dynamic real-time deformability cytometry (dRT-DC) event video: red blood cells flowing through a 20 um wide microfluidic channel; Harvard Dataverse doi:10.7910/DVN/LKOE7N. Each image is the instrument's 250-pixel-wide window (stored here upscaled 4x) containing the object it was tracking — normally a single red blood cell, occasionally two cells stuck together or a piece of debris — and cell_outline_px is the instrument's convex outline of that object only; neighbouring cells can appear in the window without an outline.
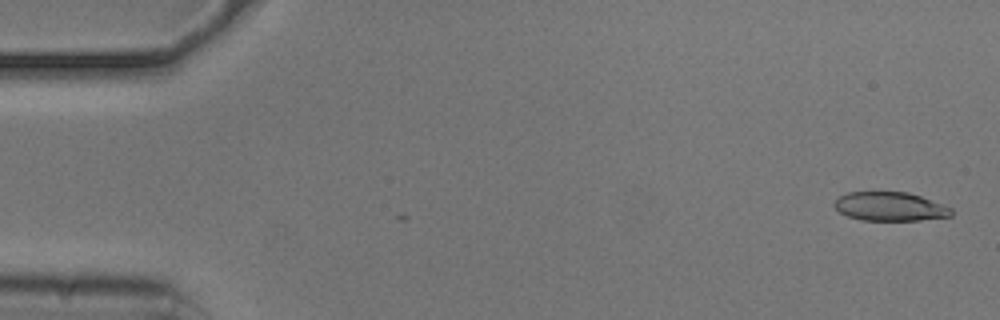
{"species": "common noctule bat (a hibernating species)", "species_latin": "Nyctalus noctula", "temperature_condition": "cold", "stored_images_in_passage": 3, "camera_frame_rate_fps": 3000, "um_per_image_px": 0.085, "animal": {"sex": "male", "body_mass_g": 20.5, "forearm_length_mm": 52.5}, "frame": {"image": 1, "passage_image": 3, "time_ms": 0.667, "image_size_px": [1000, 320], "cell_outline_px": [[952, 216], [920, 220], [860, 220], [848, 216], [840, 212], [832, 204], [840, 196], [848, 192], [908, 192], [920, 196], [952, 208]], "centroid_in_image_um": [75.64, 17.55], "position_along_channel_um": 9.4, "area_um2": 19.54}}